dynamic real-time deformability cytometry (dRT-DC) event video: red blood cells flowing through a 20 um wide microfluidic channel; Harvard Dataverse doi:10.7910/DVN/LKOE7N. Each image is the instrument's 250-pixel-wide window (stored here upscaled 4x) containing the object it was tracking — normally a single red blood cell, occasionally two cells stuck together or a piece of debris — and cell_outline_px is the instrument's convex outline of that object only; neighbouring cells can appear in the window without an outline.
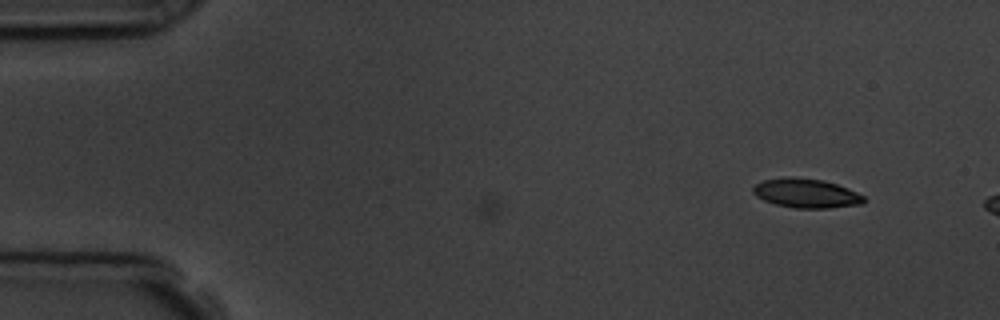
{"species": "common noctule bat (a hibernating species)", "species_latin": "Nyctalus noctula", "temperature_condition": "room temperature", "stored_images_in_passage": 3, "camera_frame_rate_fps": 3000, "um_per_image_px": 0.085, "animal": {"sex": "male", "body_mass_g": 19.5, "forearm_length_mm": 54.6}, "frame": {"image": 1, "passage_image": 3, "time_ms": 2.333, "image_size_px": [1000, 320], "cell_outline_px": [[864, 204], [828, 208], [796, 208], [776, 204], [764, 200], [756, 196], [752, 192], [752, 188], [756, 184], [764, 180], [788, 176], [824, 180], [848, 188], [864, 196]], "centroid_in_image_um": [68.52, 16.42], "position_along_channel_um": 16.5, "area_um2": 18.84}}